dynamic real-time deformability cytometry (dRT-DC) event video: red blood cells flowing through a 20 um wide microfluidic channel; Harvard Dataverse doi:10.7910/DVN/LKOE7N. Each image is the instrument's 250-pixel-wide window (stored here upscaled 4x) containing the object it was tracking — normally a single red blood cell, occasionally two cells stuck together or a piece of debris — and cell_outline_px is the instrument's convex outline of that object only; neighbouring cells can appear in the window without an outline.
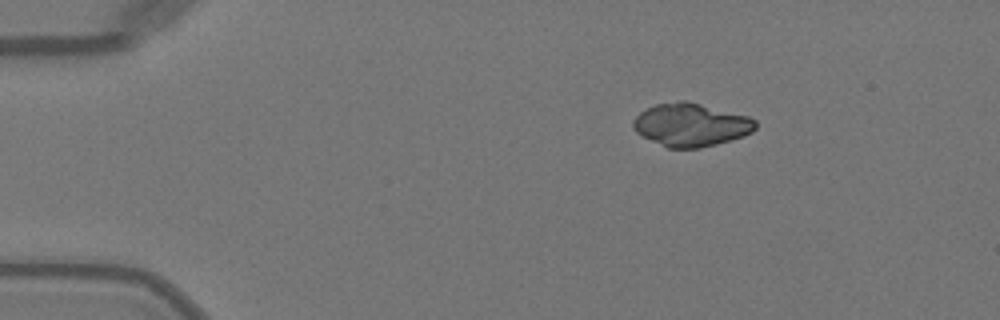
{"species": "Egyptian fruit bat (a non-hibernating species)", "species_latin": "Rousettus aegyptiacus", "temperature_condition": "warm", "stored_images_in_passage": 42, "segment_of_instrument_passage": [1, 2], "camera_frame_rate_fps": 3000, "um_per_image_px": 0.085, "animal": {"sex": "female"}, "frame": {"image": 1, "passage_image": 1, "time_ms": 0.0, "image_size_px": [1000, 320], "cell_outline_px": [[756, 128], [752, 132], [744, 136], [716, 144], [700, 148], [668, 148], [636, 132], [632, 128], [632, 120], [640, 112], [656, 104], [680, 100], [684, 100], [748, 116], [756, 120]], "centroid_in_image_um": [58.72, 10.61], "position_along_channel_um": 26.3, "area_um2": 30.52}}